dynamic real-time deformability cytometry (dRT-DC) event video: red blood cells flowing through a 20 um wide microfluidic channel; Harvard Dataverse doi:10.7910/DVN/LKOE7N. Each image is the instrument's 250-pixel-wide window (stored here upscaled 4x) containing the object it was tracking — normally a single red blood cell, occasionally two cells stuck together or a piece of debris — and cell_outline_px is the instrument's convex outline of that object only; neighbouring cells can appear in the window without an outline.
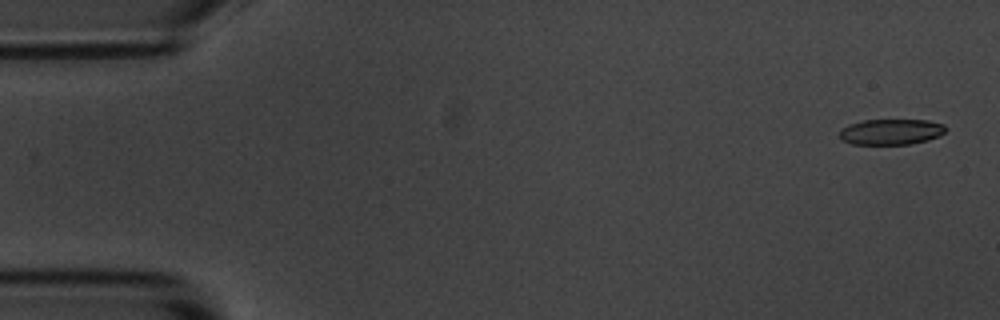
{"species": "common noctule bat (a hibernating species)", "species_latin": "Nyctalus noctula", "temperature_condition": "room temperature", "stored_images_in_passage": 5, "camera_frame_rate_fps": 3000, "um_per_image_px": 0.085, "animal": {"sex": "male", "body_mass_g": 20.1, "forearm_length_mm": 53.5}, "frame": {"image": 1, "passage_image": 1, "time_ms": 0.0, "image_size_px": [1000, 320], "cell_outline_px": [[944, 132], [940, 136], [928, 140], [912, 144], [852, 144], [840, 140], [840, 132], [848, 124], [864, 120], [928, 120], [944, 124]], "centroid_in_image_um": [75.74, 11.21], "position_along_channel_um": 9.3, "area_um2": 15.9}}
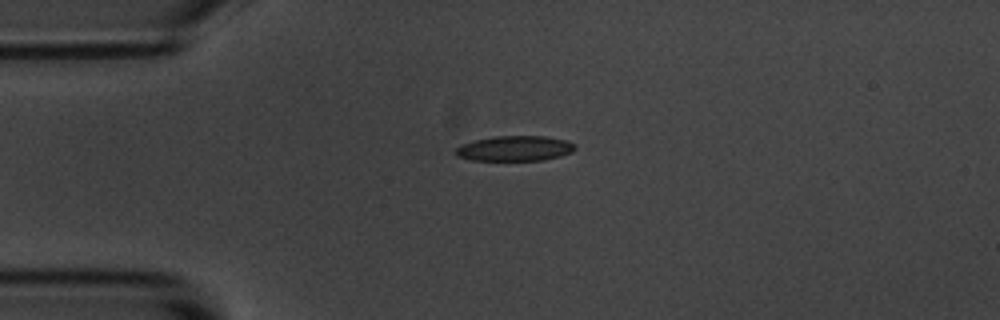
{"frame": {"image": 2, "passage_image": 4, "time_ms": 3.667, "image_size_px": [1000, 320], "cell_outline_px": [[576, 148], [572, 152], [560, 156], [544, 160], [472, 160], [456, 156], [456, 148], [460, 144], [472, 140], [492, 136], [544, 136], [564, 140], [576, 144]], "centroid_in_image_um": [43.74, 12.61], "position_along_channel_um": 41.3, "area_um2": 17.63}}